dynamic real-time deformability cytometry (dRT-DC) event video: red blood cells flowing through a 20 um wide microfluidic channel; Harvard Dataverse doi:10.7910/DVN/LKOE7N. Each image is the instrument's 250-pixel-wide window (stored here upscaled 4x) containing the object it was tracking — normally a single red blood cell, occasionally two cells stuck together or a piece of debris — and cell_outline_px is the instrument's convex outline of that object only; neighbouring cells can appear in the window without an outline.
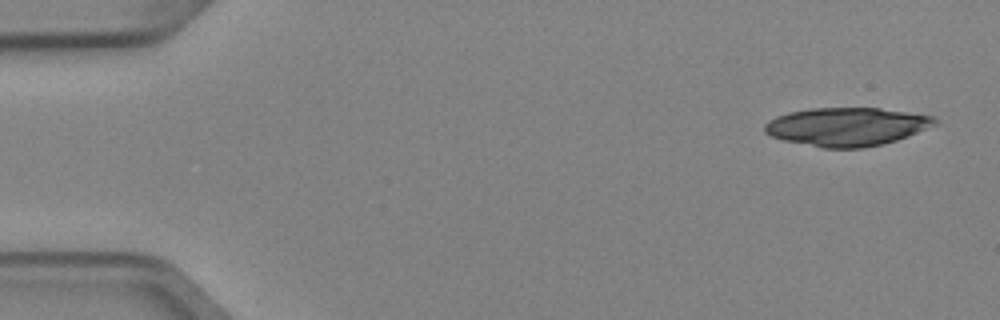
{"species": "Egyptian fruit bat (a non-hibernating species)", "species_latin": "Rousettus aegyptiacus", "temperature_condition": "cold", "stored_images_in_passage": 4, "camera_frame_rate_fps": 3000, "um_per_image_px": 0.085, "animal": {"sex": "female"}, "frame": {"image": 1, "passage_image": 1, "time_ms": 0.0, "image_size_px": [1000, 320], "cell_outline_px": [[936, 124], [908, 136], [884, 144], [864, 148], [824, 148], [784, 140], [772, 136], [764, 132], [764, 124], [768, 120], [776, 116], [788, 112], [812, 108], [880, 108], [932, 116], [936, 120]], "centroid_in_image_um": [71.94, 10.77], "position_along_channel_um": 13.1, "area_um2": 37.92}}